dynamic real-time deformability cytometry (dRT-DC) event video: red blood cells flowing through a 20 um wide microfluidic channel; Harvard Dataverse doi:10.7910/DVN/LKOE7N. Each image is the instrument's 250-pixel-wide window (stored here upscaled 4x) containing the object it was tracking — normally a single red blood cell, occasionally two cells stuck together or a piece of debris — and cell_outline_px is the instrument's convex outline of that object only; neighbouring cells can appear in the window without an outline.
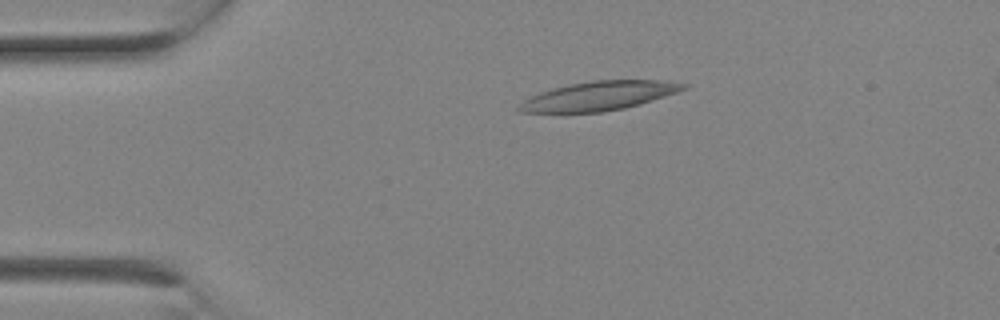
{"species": "Egyptian fruit bat (a non-hibernating species)", "species_latin": "Rousettus aegyptiacus", "temperature_condition": "room temperature", "stored_images_in_passage": 2, "camera_frame_rate_fps": 3000, "um_per_image_px": 0.085, "animal": {"sex": "female"}, "frame": {"image": 1, "passage_image": 2, "time_ms": 0.333, "image_size_px": [1000, 320], "cell_outline_px": [[688, 88], [640, 104], [624, 108], [604, 112], [520, 112], [516, 108], [528, 96], [552, 88], [568, 84], [592, 80], [660, 80], [688, 84]], "centroid_in_image_um": [50.88, 8.14], "position_along_channel_um": 34.1, "area_um2": 27.74}}